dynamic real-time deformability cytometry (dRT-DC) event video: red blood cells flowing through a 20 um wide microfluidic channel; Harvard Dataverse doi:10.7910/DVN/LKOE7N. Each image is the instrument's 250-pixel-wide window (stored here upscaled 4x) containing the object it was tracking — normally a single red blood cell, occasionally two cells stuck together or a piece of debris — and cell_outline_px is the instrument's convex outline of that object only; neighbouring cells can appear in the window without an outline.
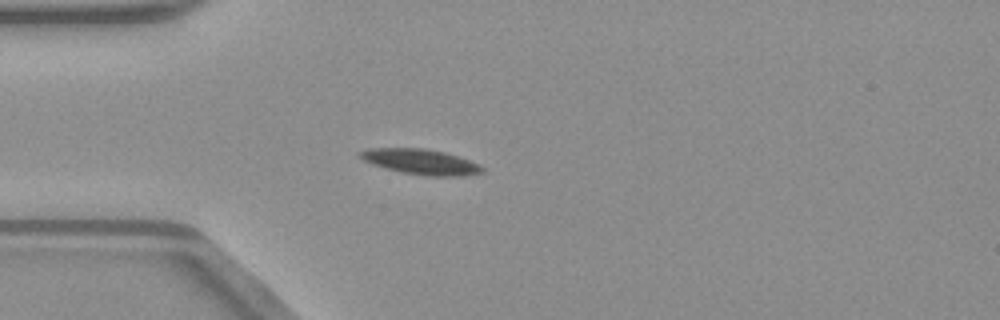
{"species": "common noctule bat (a hibernating species)", "species_latin": "Nyctalus noctula", "temperature_condition": "warm", "stored_images_in_passage": 38, "camera_frame_rate_fps": 3000, "um_per_image_px": 0.085, "animal": {"sex": "male", "body_mass_g": 23.1, "forearm_length_mm": 52.7}, "frame": {"image": 1, "passage_image": 1, "time_ms": 0.0, "image_size_px": [1000, 320], "cell_outline_px": [[484, 172], [464, 176], [428, 176], [400, 172], [384, 168], [372, 164], [356, 156], [356, 152], [368, 148], [424, 148], [444, 152], [480, 164], [484, 168]], "centroid_in_image_um": [35.72, 13.75], "position_along_channel_um": 49.3, "area_um2": 18.21}}
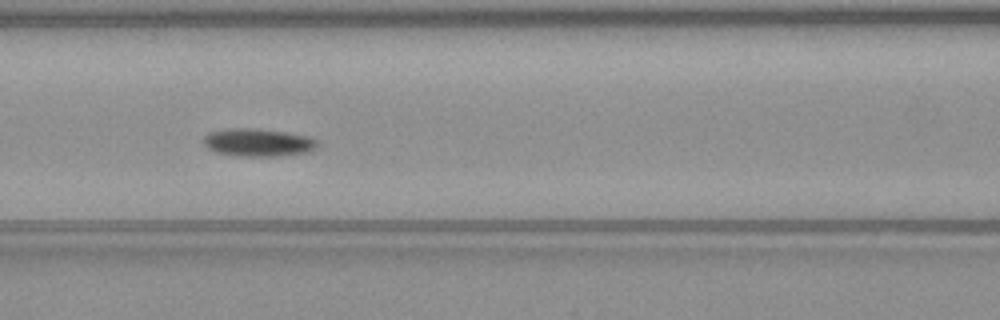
{"frame": {"image": 2, "passage_image": 9, "time_ms": 2.667, "image_size_px": [1000, 320], "cell_outline_px": [[316, 148], [308, 152], [280, 156], [240, 156], [216, 152], [208, 148], [204, 144], [204, 136], [208, 132], [228, 128], [252, 128], [284, 132], [308, 136], [316, 140]], "centroid_in_image_um": [21.91, 12.11], "position_along_channel_um": 144.7, "area_um2": 18.38}}
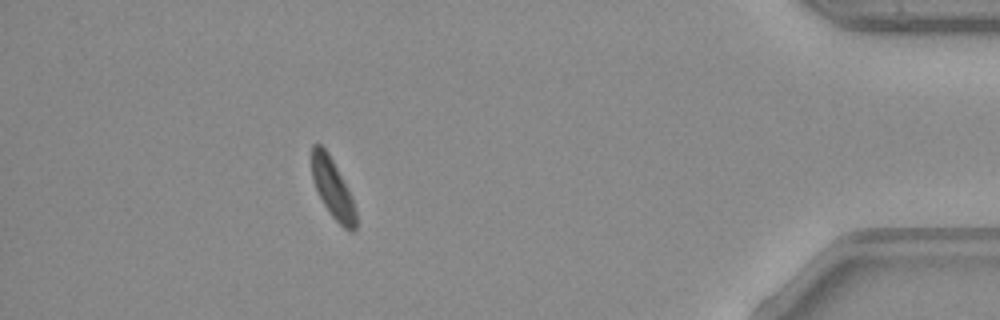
{"frame": {"image": 3, "passage_image": 33, "time_ms": 10.667, "image_size_px": [1000, 320], "cell_outline_px": [[356, 232], [348, 232], [328, 212], [316, 188], [312, 176], [312, 144], [320, 144], [328, 152], [352, 196], [356, 208]], "centroid_in_image_um": [28.31, 16.06], "position_along_channel_um": 406.9, "area_um2": 15.2}, "authors_computed_cell_mechanics": {"area_um2": 17.2533, "velocity_mm_per_s": 3.9851, "shape_relaxation_time_tau1_ms": 5.3332, "shape_relaxation_time_tau2_ms": null, "deformation_change_tau1": 0.1201, "deformation_change_tau2": null}}